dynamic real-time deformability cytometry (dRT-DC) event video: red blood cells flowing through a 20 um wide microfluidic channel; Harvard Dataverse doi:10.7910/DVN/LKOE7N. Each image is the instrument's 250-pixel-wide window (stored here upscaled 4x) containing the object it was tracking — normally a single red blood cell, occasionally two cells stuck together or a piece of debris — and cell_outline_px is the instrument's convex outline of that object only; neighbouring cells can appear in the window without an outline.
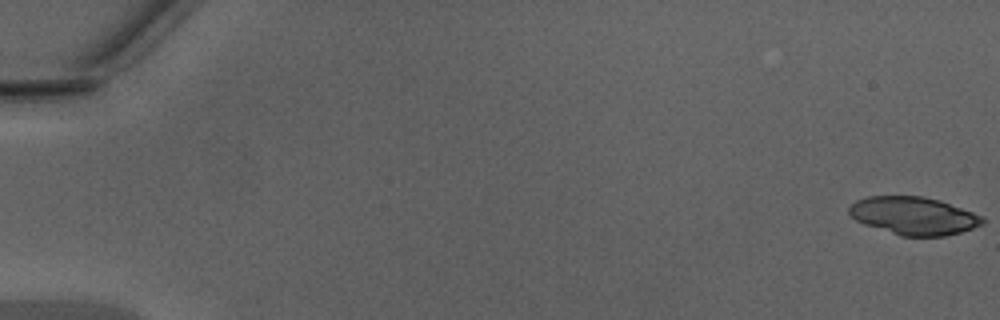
{"species": "Egyptian fruit bat (a non-hibernating species)", "species_latin": "Rousettus aegyptiacus", "temperature_condition": "warm", "stored_images_in_passage": 10, "camera_frame_rate_fps": 3000, "um_per_image_px": 0.085, "animal": {"sex": "male"}, "frame": {"image": 1, "passage_image": 1, "time_ms": 0.0, "image_size_px": [1000, 320], "cell_outline_px": [[984, 224], [960, 232], [944, 236], [900, 236], [864, 224], [856, 220], [848, 212], [848, 208], [856, 200], [868, 196], [920, 196], [940, 200], [984, 216]], "centroid_in_image_um": [77.67, 18.34], "position_along_channel_um": 7.3, "area_um2": 29.42}}